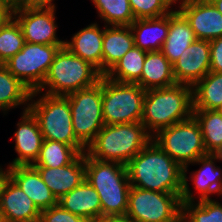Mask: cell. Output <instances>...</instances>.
Instances as JSON below:
<instances>
[{"label": "cell", "mask_w": 222, "mask_h": 222, "mask_svg": "<svg viewBox=\"0 0 222 222\" xmlns=\"http://www.w3.org/2000/svg\"><path fill=\"white\" fill-rule=\"evenodd\" d=\"M135 46L130 26L104 25L102 48V76Z\"/></svg>", "instance_id": "obj_23"}, {"label": "cell", "mask_w": 222, "mask_h": 222, "mask_svg": "<svg viewBox=\"0 0 222 222\" xmlns=\"http://www.w3.org/2000/svg\"><path fill=\"white\" fill-rule=\"evenodd\" d=\"M194 31L179 10L169 13V32L161 52L173 64L192 42L196 40Z\"/></svg>", "instance_id": "obj_24"}, {"label": "cell", "mask_w": 222, "mask_h": 222, "mask_svg": "<svg viewBox=\"0 0 222 222\" xmlns=\"http://www.w3.org/2000/svg\"><path fill=\"white\" fill-rule=\"evenodd\" d=\"M193 109L217 110L222 104V73L209 72L192 86Z\"/></svg>", "instance_id": "obj_27"}, {"label": "cell", "mask_w": 222, "mask_h": 222, "mask_svg": "<svg viewBox=\"0 0 222 222\" xmlns=\"http://www.w3.org/2000/svg\"><path fill=\"white\" fill-rule=\"evenodd\" d=\"M129 3L135 20L164 16L175 5L174 0H129Z\"/></svg>", "instance_id": "obj_34"}, {"label": "cell", "mask_w": 222, "mask_h": 222, "mask_svg": "<svg viewBox=\"0 0 222 222\" xmlns=\"http://www.w3.org/2000/svg\"><path fill=\"white\" fill-rule=\"evenodd\" d=\"M217 160L211 155L207 154L198 158L194 163L195 165H202L199 170L191 172V176L187 177L188 166L183 168V188L180 196L181 202H195L193 193L191 192L188 184V179L193 181L194 188L199 194V200L211 199L210 195H222V169L216 166Z\"/></svg>", "instance_id": "obj_13"}, {"label": "cell", "mask_w": 222, "mask_h": 222, "mask_svg": "<svg viewBox=\"0 0 222 222\" xmlns=\"http://www.w3.org/2000/svg\"><path fill=\"white\" fill-rule=\"evenodd\" d=\"M64 45L25 42L23 49L3 65L32 92L43 84L58 50Z\"/></svg>", "instance_id": "obj_11"}, {"label": "cell", "mask_w": 222, "mask_h": 222, "mask_svg": "<svg viewBox=\"0 0 222 222\" xmlns=\"http://www.w3.org/2000/svg\"><path fill=\"white\" fill-rule=\"evenodd\" d=\"M31 94L28 87L0 64V110L4 111V114L19 105H24L23 111H27Z\"/></svg>", "instance_id": "obj_26"}, {"label": "cell", "mask_w": 222, "mask_h": 222, "mask_svg": "<svg viewBox=\"0 0 222 222\" xmlns=\"http://www.w3.org/2000/svg\"><path fill=\"white\" fill-rule=\"evenodd\" d=\"M14 133L15 152L17 156L8 167L32 165L40 152L44 141L37 119L27 110L23 111L21 120L16 124Z\"/></svg>", "instance_id": "obj_17"}, {"label": "cell", "mask_w": 222, "mask_h": 222, "mask_svg": "<svg viewBox=\"0 0 222 222\" xmlns=\"http://www.w3.org/2000/svg\"><path fill=\"white\" fill-rule=\"evenodd\" d=\"M24 44L25 40L19 24L9 15L0 24V64H4L20 52Z\"/></svg>", "instance_id": "obj_33"}, {"label": "cell", "mask_w": 222, "mask_h": 222, "mask_svg": "<svg viewBox=\"0 0 222 222\" xmlns=\"http://www.w3.org/2000/svg\"><path fill=\"white\" fill-rule=\"evenodd\" d=\"M151 140L141 122L104 125L87 146L86 153L99 161L126 166Z\"/></svg>", "instance_id": "obj_4"}, {"label": "cell", "mask_w": 222, "mask_h": 222, "mask_svg": "<svg viewBox=\"0 0 222 222\" xmlns=\"http://www.w3.org/2000/svg\"><path fill=\"white\" fill-rule=\"evenodd\" d=\"M196 202H181L180 222H222L221 203L214 199Z\"/></svg>", "instance_id": "obj_32"}, {"label": "cell", "mask_w": 222, "mask_h": 222, "mask_svg": "<svg viewBox=\"0 0 222 222\" xmlns=\"http://www.w3.org/2000/svg\"><path fill=\"white\" fill-rule=\"evenodd\" d=\"M56 8L21 6L10 12L19 24L27 43L64 45L65 40L57 37Z\"/></svg>", "instance_id": "obj_12"}, {"label": "cell", "mask_w": 222, "mask_h": 222, "mask_svg": "<svg viewBox=\"0 0 222 222\" xmlns=\"http://www.w3.org/2000/svg\"><path fill=\"white\" fill-rule=\"evenodd\" d=\"M101 76L94 66L64 46L56 53L42 86L33 92V98L43 91L48 95L67 96L94 86Z\"/></svg>", "instance_id": "obj_5"}, {"label": "cell", "mask_w": 222, "mask_h": 222, "mask_svg": "<svg viewBox=\"0 0 222 222\" xmlns=\"http://www.w3.org/2000/svg\"><path fill=\"white\" fill-rule=\"evenodd\" d=\"M54 0H22V6L55 8Z\"/></svg>", "instance_id": "obj_37"}, {"label": "cell", "mask_w": 222, "mask_h": 222, "mask_svg": "<svg viewBox=\"0 0 222 222\" xmlns=\"http://www.w3.org/2000/svg\"><path fill=\"white\" fill-rule=\"evenodd\" d=\"M0 2L10 11L22 6V0H0Z\"/></svg>", "instance_id": "obj_39"}, {"label": "cell", "mask_w": 222, "mask_h": 222, "mask_svg": "<svg viewBox=\"0 0 222 222\" xmlns=\"http://www.w3.org/2000/svg\"><path fill=\"white\" fill-rule=\"evenodd\" d=\"M6 174L26 193L42 211L58 204L57 198L43 182L38 170L32 165L7 167Z\"/></svg>", "instance_id": "obj_18"}, {"label": "cell", "mask_w": 222, "mask_h": 222, "mask_svg": "<svg viewBox=\"0 0 222 222\" xmlns=\"http://www.w3.org/2000/svg\"><path fill=\"white\" fill-rule=\"evenodd\" d=\"M152 140L183 168L208 154L200 126L193 116L161 129Z\"/></svg>", "instance_id": "obj_8"}, {"label": "cell", "mask_w": 222, "mask_h": 222, "mask_svg": "<svg viewBox=\"0 0 222 222\" xmlns=\"http://www.w3.org/2000/svg\"><path fill=\"white\" fill-rule=\"evenodd\" d=\"M10 10L0 2V24L10 15Z\"/></svg>", "instance_id": "obj_40"}, {"label": "cell", "mask_w": 222, "mask_h": 222, "mask_svg": "<svg viewBox=\"0 0 222 222\" xmlns=\"http://www.w3.org/2000/svg\"><path fill=\"white\" fill-rule=\"evenodd\" d=\"M192 116V86L177 83L166 88L146 90L141 123L151 136Z\"/></svg>", "instance_id": "obj_2"}, {"label": "cell", "mask_w": 222, "mask_h": 222, "mask_svg": "<svg viewBox=\"0 0 222 222\" xmlns=\"http://www.w3.org/2000/svg\"><path fill=\"white\" fill-rule=\"evenodd\" d=\"M222 13V0H209Z\"/></svg>", "instance_id": "obj_42"}, {"label": "cell", "mask_w": 222, "mask_h": 222, "mask_svg": "<svg viewBox=\"0 0 222 222\" xmlns=\"http://www.w3.org/2000/svg\"><path fill=\"white\" fill-rule=\"evenodd\" d=\"M136 84L144 90L166 88L177 84L172 63L161 51L147 52L141 79Z\"/></svg>", "instance_id": "obj_25"}, {"label": "cell", "mask_w": 222, "mask_h": 222, "mask_svg": "<svg viewBox=\"0 0 222 222\" xmlns=\"http://www.w3.org/2000/svg\"><path fill=\"white\" fill-rule=\"evenodd\" d=\"M217 111H218L220 114H222V104H221V106L217 109Z\"/></svg>", "instance_id": "obj_44"}, {"label": "cell", "mask_w": 222, "mask_h": 222, "mask_svg": "<svg viewBox=\"0 0 222 222\" xmlns=\"http://www.w3.org/2000/svg\"><path fill=\"white\" fill-rule=\"evenodd\" d=\"M131 186L179 197L183 188V167L151 140L127 164Z\"/></svg>", "instance_id": "obj_1"}, {"label": "cell", "mask_w": 222, "mask_h": 222, "mask_svg": "<svg viewBox=\"0 0 222 222\" xmlns=\"http://www.w3.org/2000/svg\"><path fill=\"white\" fill-rule=\"evenodd\" d=\"M107 26H130L134 21L129 0H91Z\"/></svg>", "instance_id": "obj_31"}, {"label": "cell", "mask_w": 222, "mask_h": 222, "mask_svg": "<svg viewBox=\"0 0 222 222\" xmlns=\"http://www.w3.org/2000/svg\"><path fill=\"white\" fill-rule=\"evenodd\" d=\"M43 182L59 200L85 180V153H81L72 163L58 167H35Z\"/></svg>", "instance_id": "obj_19"}, {"label": "cell", "mask_w": 222, "mask_h": 222, "mask_svg": "<svg viewBox=\"0 0 222 222\" xmlns=\"http://www.w3.org/2000/svg\"><path fill=\"white\" fill-rule=\"evenodd\" d=\"M179 11L191 25L197 39L222 37V13L209 0L179 1Z\"/></svg>", "instance_id": "obj_15"}, {"label": "cell", "mask_w": 222, "mask_h": 222, "mask_svg": "<svg viewBox=\"0 0 222 222\" xmlns=\"http://www.w3.org/2000/svg\"><path fill=\"white\" fill-rule=\"evenodd\" d=\"M5 175H6V171L5 170L3 171L2 167L0 166V185Z\"/></svg>", "instance_id": "obj_43"}, {"label": "cell", "mask_w": 222, "mask_h": 222, "mask_svg": "<svg viewBox=\"0 0 222 222\" xmlns=\"http://www.w3.org/2000/svg\"><path fill=\"white\" fill-rule=\"evenodd\" d=\"M135 47L161 51L169 32V13L156 18L136 19L131 25Z\"/></svg>", "instance_id": "obj_22"}, {"label": "cell", "mask_w": 222, "mask_h": 222, "mask_svg": "<svg viewBox=\"0 0 222 222\" xmlns=\"http://www.w3.org/2000/svg\"><path fill=\"white\" fill-rule=\"evenodd\" d=\"M58 204L74 215L94 220L102 217L99 194L85 179L79 186L63 195Z\"/></svg>", "instance_id": "obj_21"}, {"label": "cell", "mask_w": 222, "mask_h": 222, "mask_svg": "<svg viewBox=\"0 0 222 222\" xmlns=\"http://www.w3.org/2000/svg\"><path fill=\"white\" fill-rule=\"evenodd\" d=\"M146 90L102 76V115L105 125L141 122Z\"/></svg>", "instance_id": "obj_7"}, {"label": "cell", "mask_w": 222, "mask_h": 222, "mask_svg": "<svg viewBox=\"0 0 222 222\" xmlns=\"http://www.w3.org/2000/svg\"><path fill=\"white\" fill-rule=\"evenodd\" d=\"M39 220L41 222H91L89 219L74 215L63 209L59 204L42 210Z\"/></svg>", "instance_id": "obj_35"}, {"label": "cell", "mask_w": 222, "mask_h": 222, "mask_svg": "<svg viewBox=\"0 0 222 222\" xmlns=\"http://www.w3.org/2000/svg\"><path fill=\"white\" fill-rule=\"evenodd\" d=\"M85 179L99 194L102 217H125L131 189L125 165L99 161L85 152Z\"/></svg>", "instance_id": "obj_3"}, {"label": "cell", "mask_w": 222, "mask_h": 222, "mask_svg": "<svg viewBox=\"0 0 222 222\" xmlns=\"http://www.w3.org/2000/svg\"><path fill=\"white\" fill-rule=\"evenodd\" d=\"M217 161H222V143L210 153Z\"/></svg>", "instance_id": "obj_41"}, {"label": "cell", "mask_w": 222, "mask_h": 222, "mask_svg": "<svg viewBox=\"0 0 222 222\" xmlns=\"http://www.w3.org/2000/svg\"><path fill=\"white\" fill-rule=\"evenodd\" d=\"M210 71L222 73V37L210 40Z\"/></svg>", "instance_id": "obj_36"}, {"label": "cell", "mask_w": 222, "mask_h": 222, "mask_svg": "<svg viewBox=\"0 0 222 222\" xmlns=\"http://www.w3.org/2000/svg\"><path fill=\"white\" fill-rule=\"evenodd\" d=\"M30 97L28 110L37 119L44 139L68 144L80 154L86 152V147L76 138L72 115L67 96H54L42 93V96Z\"/></svg>", "instance_id": "obj_6"}, {"label": "cell", "mask_w": 222, "mask_h": 222, "mask_svg": "<svg viewBox=\"0 0 222 222\" xmlns=\"http://www.w3.org/2000/svg\"><path fill=\"white\" fill-rule=\"evenodd\" d=\"M172 65L176 83L193 86L210 72V41L196 39Z\"/></svg>", "instance_id": "obj_16"}, {"label": "cell", "mask_w": 222, "mask_h": 222, "mask_svg": "<svg viewBox=\"0 0 222 222\" xmlns=\"http://www.w3.org/2000/svg\"><path fill=\"white\" fill-rule=\"evenodd\" d=\"M76 138L87 148L105 123L102 115V76L94 86L67 95Z\"/></svg>", "instance_id": "obj_10"}, {"label": "cell", "mask_w": 222, "mask_h": 222, "mask_svg": "<svg viewBox=\"0 0 222 222\" xmlns=\"http://www.w3.org/2000/svg\"><path fill=\"white\" fill-rule=\"evenodd\" d=\"M147 51L133 47L105 75L108 79L122 83H137L141 79Z\"/></svg>", "instance_id": "obj_28"}, {"label": "cell", "mask_w": 222, "mask_h": 222, "mask_svg": "<svg viewBox=\"0 0 222 222\" xmlns=\"http://www.w3.org/2000/svg\"><path fill=\"white\" fill-rule=\"evenodd\" d=\"M193 117L200 126L205 149L210 154L222 143V114L217 110L193 109Z\"/></svg>", "instance_id": "obj_30"}, {"label": "cell", "mask_w": 222, "mask_h": 222, "mask_svg": "<svg viewBox=\"0 0 222 222\" xmlns=\"http://www.w3.org/2000/svg\"><path fill=\"white\" fill-rule=\"evenodd\" d=\"M80 153L68 144L44 139L34 167L58 168L72 163Z\"/></svg>", "instance_id": "obj_29"}, {"label": "cell", "mask_w": 222, "mask_h": 222, "mask_svg": "<svg viewBox=\"0 0 222 222\" xmlns=\"http://www.w3.org/2000/svg\"><path fill=\"white\" fill-rule=\"evenodd\" d=\"M181 209L177 194L131 186L125 217L130 222H180Z\"/></svg>", "instance_id": "obj_9"}, {"label": "cell", "mask_w": 222, "mask_h": 222, "mask_svg": "<svg viewBox=\"0 0 222 222\" xmlns=\"http://www.w3.org/2000/svg\"><path fill=\"white\" fill-rule=\"evenodd\" d=\"M91 222H130L126 217H99Z\"/></svg>", "instance_id": "obj_38"}, {"label": "cell", "mask_w": 222, "mask_h": 222, "mask_svg": "<svg viewBox=\"0 0 222 222\" xmlns=\"http://www.w3.org/2000/svg\"><path fill=\"white\" fill-rule=\"evenodd\" d=\"M40 210L25 192L6 174L0 185V221L34 222Z\"/></svg>", "instance_id": "obj_14"}, {"label": "cell", "mask_w": 222, "mask_h": 222, "mask_svg": "<svg viewBox=\"0 0 222 222\" xmlns=\"http://www.w3.org/2000/svg\"><path fill=\"white\" fill-rule=\"evenodd\" d=\"M174 1H175V4H176L177 1L179 2V1H185V0H174Z\"/></svg>", "instance_id": "obj_45"}, {"label": "cell", "mask_w": 222, "mask_h": 222, "mask_svg": "<svg viewBox=\"0 0 222 222\" xmlns=\"http://www.w3.org/2000/svg\"><path fill=\"white\" fill-rule=\"evenodd\" d=\"M99 24L92 23L73 34L64 46L76 56L89 62L102 75V48L104 29Z\"/></svg>", "instance_id": "obj_20"}]
</instances>
